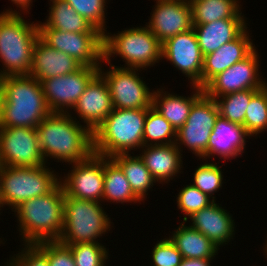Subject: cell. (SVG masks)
<instances>
[{
	"label": "cell",
	"mask_w": 267,
	"mask_h": 266,
	"mask_svg": "<svg viewBox=\"0 0 267 266\" xmlns=\"http://www.w3.org/2000/svg\"><path fill=\"white\" fill-rule=\"evenodd\" d=\"M76 266H106L109 253L100 243H76L68 245Z\"/></svg>",
	"instance_id": "d590c367"
},
{
	"label": "cell",
	"mask_w": 267,
	"mask_h": 266,
	"mask_svg": "<svg viewBox=\"0 0 267 266\" xmlns=\"http://www.w3.org/2000/svg\"><path fill=\"white\" fill-rule=\"evenodd\" d=\"M113 109L109 87L100 73L90 81L73 107L75 114L92 133Z\"/></svg>",
	"instance_id": "ac0fdd59"
},
{
	"label": "cell",
	"mask_w": 267,
	"mask_h": 266,
	"mask_svg": "<svg viewBox=\"0 0 267 266\" xmlns=\"http://www.w3.org/2000/svg\"><path fill=\"white\" fill-rule=\"evenodd\" d=\"M2 207V201H1V196H0V210H1Z\"/></svg>",
	"instance_id": "ee69618b"
},
{
	"label": "cell",
	"mask_w": 267,
	"mask_h": 266,
	"mask_svg": "<svg viewBox=\"0 0 267 266\" xmlns=\"http://www.w3.org/2000/svg\"><path fill=\"white\" fill-rule=\"evenodd\" d=\"M76 13L83 16L94 28L103 35L107 32L106 26V5L107 0H64Z\"/></svg>",
	"instance_id": "e575fe53"
},
{
	"label": "cell",
	"mask_w": 267,
	"mask_h": 266,
	"mask_svg": "<svg viewBox=\"0 0 267 266\" xmlns=\"http://www.w3.org/2000/svg\"><path fill=\"white\" fill-rule=\"evenodd\" d=\"M188 219L192 222V228L205 235L218 248L228 244L235 237V222L232 215L215 200Z\"/></svg>",
	"instance_id": "d6986e66"
},
{
	"label": "cell",
	"mask_w": 267,
	"mask_h": 266,
	"mask_svg": "<svg viewBox=\"0 0 267 266\" xmlns=\"http://www.w3.org/2000/svg\"><path fill=\"white\" fill-rule=\"evenodd\" d=\"M263 250H264V253H266L265 255H266V257H267V240H266V244H265Z\"/></svg>",
	"instance_id": "7bdbcfd3"
},
{
	"label": "cell",
	"mask_w": 267,
	"mask_h": 266,
	"mask_svg": "<svg viewBox=\"0 0 267 266\" xmlns=\"http://www.w3.org/2000/svg\"><path fill=\"white\" fill-rule=\"evenodd\" d=\"M248 137L251 136L242 125L219 115L208 141V154L203 159L206 161L217 155L223 160H231L230 158L242 156Z\"/></svg>",
	"instance_id": "44dd1931"
},
{
	"label": "cell",
	"mask_w": 267,
	"mask_h": 266,
	"mask_svg": "<svg viewBox=\"0 0 267 266\" xmlns=\"http://www.w3.org/2000/svg\"><path fill=\"white\" fill-rule=\"evenodd\" d=\"M23 245L21 252L10 257L4 266H49L47 255L36 244Z\"/></svg>",
	"instance_id": "ab89813d"
},
{
	"label": "cell",
	"mask_w": 267,
	"mask_h": 266,
	"mask_svg": "<svg viewBox=\"0 0 267 266\" xmlns=\"http://www.w3.org/2000/svg\"><path fill=\"white\" fill-rule=\"evenodd\" d=\"M247 28L234 40L204 56L202 88L217 74L246 58L256 47Z\"/></svg>",
	"instance_id": "ffe728a7"
},
{
	"label": "cell",
	"mask_w": 267,
	"mask_h": 266,
	"mask_svg": "<svg viewBox=\"0 0 267 266\" xmlns=\"http://www.w3.org/2000/svg\"><path fill=\"white\" fill-rule=\"evenodd\" d=\"M64 189L59 183L50 193L21 203L15 212L21 241L35 244L58 240L62 234L64 216Z\"/></svg>",
	"instance_id": "3957f363"
},
{
	"label": "cell",
	"mask_w": 267,
	"mask_h": 266,
	"mask_svg": "<svg viewBox=\"0 0 267 266\" xmlns=\"http://www.w3.org/2000/svg\"><path fill=\"white\" fill-rule=\"evenodd\" d=\"M17 10L0 13V78L29 75L33 49L40 37L38 22L31 24ZM5 69V70H4Z\"/></svg>",
	"instance_id": "277c9868"
},
{
	"label": "cell",
	"mask_w": 267,
	"mask_h": 266,
	"mask_svg": "<svg viewBox=\"0 0 267 266\" xmlns=\"http://www.w3.org/2000/svg\"><path fill=\"white\" fill-rule=\"evenodd\" d=\"M111 159L121 168L126 179L131 185L132 191L143 201L148 195L150 188L156 184L150 171L144 164L143 159L138 154L137 156H131L130 153L117 154L111 157Z\"/></svg>",
	"instance_id": "83f0119b"
},
{
	"label": "cell",
	"mask_w": 267,
	"mask_h": 266,
	"mask_svg": "<svg viewBox=\"0 0 267 266\" xmlns=\"http://www.w3.org/2000/svg\"><path fill=\"white\" fill-rule=\"evenodd\" d=\"M193 94L180 96L161 88L152 94V107L178 131L187 121L193 103L204 93L203 88L191 86Z\"/></svg>",
	"instance_id": "d4e9b609"
},
{
	"label": "cell",
	"mask_w": 267,
	"mask_h": 266,
	"mask_svg": "<svg viewBox=\"0 0 267 266\" xmlns=\"http://www.w3.org/2000/svg\"><path fill=\"white\" fill-rule=\"evenodd\" d=\"M107 71L99 67L110 90L112 104L117 109H149L152 106V94L138 71L140 69L124 68L110 64ZM142 78V79H141ZM150 90V91H149Z\"/></svg>",
	"instance_id": "30bf717a"
},
{
	"label": "cell",
	"mask_w": 267,
	"mask_h": 266,
	"mask_svg": "<svg viewBox=\"0 0 267 266\" xmlns=\"http://www.w3.org/2000/svg\"><path fill=\"white\" fill-rule=\"evenodd\" d=\"M48 18L38 27H50L72 33H101L64 0H50Z\"/></svg>",
	"instance_id": "4316f807"
},
{
	"label": "cell",
	"mask_w": 267,
	"mask_h": 266,
	"mask_svg": "<svg viewBox=\"0 0 267 266\" xmlns=\"http://www.w3.org/2000/svg\"><path fill=\"white\" fill-rule=\"evenodd\" d=\"M177 207L183 213V221L187 222L195 212L207 207L214 200L202 193L193 184L184 186L177 195Z\"/></svg>",
	"instance_id": "8d00e7d4"
},
{
	"label": "cell",
	"mask_w": 267,
	"mask_h": 266,
	"mask_svg": "<svg viewBox=\"0 0 267 266\" xmlns=\"http://www.w3.org/2000/svg\"><path fill=\"white\" fill-rule=\"evenodd\" d=\"M45 164L36 128H0V166L37 167Z\"/></svg>",
	"instance_id": "7c38bea8"
},
{
	"label": "cell",
	"mask_w": 267,
	"mask_h": 266,
	"mask_svg": "<svg viewBox=\"0 0 267 266\" xmlns=\"http://www.w3.org/2000/svg\"><path fill=\"white\" fill-rule=\"evenodd\" d=\"M51 111L41 82L30 75L0 78V128H36Z\"/></svg>",
	"instance_id": "7a4b0ae2"
},
{
	"label": "cell",
	"mask_w": 267,
	"mask_h": 266,
	"mask_svg": "<svg viewBox=\"0 0 267 266\" xmlns=\"http://www.w3.org/2000/svg\"><path fill=\"white\" fill-rule=\"evenodd\" d=\"M101 203L65 197L63 229L58 241L64 245L99 243L96 239L110 231L113 223Z\"/></svg>",
	"instance_id": "ba28073f"
},
{
	"label": "cell",
	"mask_w": 267,
	"mask_h": 266,
	"mask_svg": "<svg viewBox=\"0 0 267 266\" xmlns=\"http://www.w3.org/2000/svg\"><path fill=\"white\" fill-rule=\"evenodd\" d=\"M155 1L151 18L145 25L161 43L193 28L192 8L186 0Z\"/></svg>",
	"instance_id": "e0dca14e"
},
{
	"label": "cell",
	"mask_w": 267,
	"mask_h": 266,
	"mask_svg": "<svg viewBox=\"0 0 267 266\" xmlns=\"http://www.w3.org/2000/svg\"><path fill=\"white\" fill-rule=\"evenodd\" d=\"M193 25L208 24L220 19L246 18L239 0H195L191 3Z\"/></svg>",
	"instance_id": "f546056e"
},
{
	"label": "cell",
	"mask_w": 267,
	"mask_h": 266,
	"mask_svg": "<svg viewBox=\"0 0 267 266\" xmlns=\"http://www.w3.org/2000/svg\"><path fill=\"white\" fill-rule=\"evenodd\" d=\"M82 66L76 59L50 47L39 37L33 49L29 75L41 82L44 79L73 73Z\"/></svg>",
	"instance_id": "7402d4cb"
},
{
	"label": "cell",
	"mask_w": 267,
	"mask_h": 266,
	"mask_svg": "<svg viewBox=\"0 0 267 266\" xmlns=\"http://www.w3.org/2000/svg\"><path fill=\"white\" fill-rule=\"evenodd\" d=\"M247 18L220 19L208 24L193 25L203 56L236 39L247 27Z\"/></svg>",
	"instance_id": "cb8c5ba5"
},
{
	"label": "cell",
	"mask_w": 267,
	"mask_h": 266,
	"mask_svg": "<svg viewBox=\"0 0 267 266\" xmlns=\"http://www.w3.org/2000/svg\"><path fill=\"white\" fill-rule=\"evenodd\" d=\"M153 266H180L183 259L170 238L158 241L152 250Z\"/></svg>",
	"instance_id": "f35d334b"
},
{
	"label": "cell",
	"mask_w": 267,
	"mask_h": 266,
	"mask_svg": "<svg viewBox=\"0 0 267 266\" xmlns=\"http://www.w3.org/2000/svg\"><path fill=\"white\" fill-rule=\"evenodd\" d=\"M259 90H241L215 98L219 115L230 122L243 125L251 98Z\"/></svg>",
	"instance_id": "1f68e13d"
},
{
	"label": "cell",
	"mask_w": 267,
	"mask_h": 266,
	"mask_svg": "<svg viewBox=\"0 0 267 266\" xmlns=\"http://www.w3.org/2000/svg\"><path fill=\"white\" fill-rule=\"evenodd\" d=\"M18 8H20V12L28 13L32 6V0H11ZM30 7V8H29ZM28 10V11H27Z\"/></svg>",
	"instance_id": "b9f144b4"
},
{
	"label": "cell",
	"mask_w": 267,
	"mask_h": 266,
	"mask_svg": "<svg viewBox=\"0 0 267 266\" xmlns=\"http://www.w3.org/2000/svg\"><path fill=\"white\" fill-rule=\"evenodd\" d=\"M103 35V62L111 64L113 56L121 57L124 68L143 69L155 66L161 59L162 43L145 27L126 28L116 34Z\"/></svg>",
	"instance_id": "8992f818"
},
{
	"label": "cell",
	"mask_w": 267,
	"mask_h": 266,
	"mask_svg": "<svg viewBox=\"0 0 267 266\" xmlns=\"http://www.w3.org/2000/svg\"><path fill=\"white\" fill-rule=\"evenodd\" d=\"M60 178L46 164L37 167L0 166L2 207L7 205L13 211L28 199L44 196L60 183Z\"/></svg>",
	"instance_id": "52a82bcc"
},
{
	"label": "cell",
	"mask_w": 267,
	"mask_h": 266,
	"mask_svg": "<svg viewBox=\"0 0 267 266\" xmlns=\"http://www.w3.org/2000/svg\"><path fill=\"white\" fill-rule=\"evenodd\" d=\"M176 138L175 128L151 106L147 110L143 146L173 144Z\"/></svg>",
	"instance_id": "4dcf8cb0"
},
{
	"label": "cell",
	"mask_w": 267,
	"mask_h": 266,
	"mask_svg": "<svg viewBox=\"0 0 267 266\" xmlns=\"http://www.w3.org/2000/svg\"><path fill=\"white\" fill-rule=\"evenodd\" d=\"M147 110L114 108L92 133L93 153L111 158L142 148Z\"/></svg>",
	"instance_id": "5b68a950"
},
{
	"label": "cell",
	"mask_w": 267,
	"mask_h": 266,
	"mask_svg": "<svg viewBox=\"0 0 267 266\" xmlns=\"http://www.w3.org/2000/svg\"><path fill=\"white\" fill-rule=\"evenodd\" d=\"M70 113L51 112L36 127L39 148L46 163L48 157L71 164L93 153V134Z\"/></svg>",
	"instance_id": "6da1fadb"
},
{
	"label": "cell",
	"mask_w": 267,
	"mask_h": 266,
	"mask_svg": "<svg viewBox=\"0 0 267 266\" xmlns=\"http://www.w3.org/2000/svg\"><path fill=\"white\" fill-rule=\"evenodd\" d=\"M212 260L183 258L180 266H211Z\"/></svg>",
	"instance_id": "60d3db41"
},
{
	"label": "cell",
	"mask_w": 267,
	"mask_h": 266,
	"mask_svg": "<svg viewBox=\"0 0 267 266\" xmlns=\"http://www.w3.org/2000/svg\"><path fill=\"white\" fill-rule=\"evenodd\" d=\"M185 221L169 235L183 258L213 260L218 255L219 248L205 235L190 225L186 226Z\"/></svg>",
	"instance_id": "484cf974"
},
{
	"label": "cell",
	"mask_w": 267,
	"mask_h": 266,
	"mask_svg": "<svg viewBox=\"0 0 267 266\" xmlns=\"http://www.w3.org/2000/svg\"><path fill=\"white\" fill-rule=\"evenodd\" d=\"M39 34L50 47L73 57L83 66H100L103 62L102 33H72L39 27Z\"/></svg>",
	"instance_id": "8fae6325"
},
{
	"label": "cell",
	"mask_w": 267,
	"mask_h": 266,
	"mask_svg": "<svg viewBox=\"0 0 267 266\" xmlns=\"http://www.w3.org/2000/svg\"><path fill=\"white\" fill-rule=\"evenodd\" d=\"M140 157L157 183H170L183 169V151L173 144L143 146Z\"/></svg>",
	"instance_id": "603a6c76"
},
{
	"label": "cell",
	"mask_w": 267,
	"mask_h": 266,
	"mask_svg": "<svg viewBox=\"0 0 267 266\" xmlns=\"http://www.w3.org/2000/svg\"><path fill=\"white\" fill-rule=\"evenodd\" d=\"M71 165L72 170L60 178L65 197L103 202L104 156L92 153Z\"/></svg>",
	"instance_id": "9a60e30c"
},
{
	"label": "cell",
	"mask_w": 267,
	"mask_h": 266,
	"mask_svg": "<svg viewBox=\"0 0 267 266\" xmlns=\"http://www.w3.org/2000/svg\"><path fill=\"white\" fill-rule=\"evenodd\" d=\"M218 116L216 101L203 93L193 103L187 121L177 131L175 144L180 150L184 145L199 159H203L208 154V141Z\"/></svg>",
	"instance_id": "9c48e42d"
},
{
	"label": "cell",
	"mask_w": 267,
	"mask_h": 266,
	"mask_svg": "<svg viewBox=\"0 0 267 266\" xmlns=\"http://www.w3.org/2000/svg\"><path fill=\"white\" fill-rule=\"evenodd\" d=\"M141 203L133 191L121 168L111 159L104 156L103 202Z\"/></svg>",
	"instance_id": "f1b7e54d"
},
{
	"label": "cell",
	"mask_w": 267,
	"mask_h": 266,
	"mask_svg": "<svg viewBox=\"0 0 267 266\" xmlns=\"http://www.w3.org/2000/svg\"><path fill=\"white\" fill-rule=\"evenodd\" d=\"M99 67L82 66L73 73L42 80L43 94L49 110L59 113L72 111L90 81L99 73Z\"/></svg>",
	"instance_id": "4fadbf2b"
},
{
	"label": "cell",
	"mask_w": 267,
	"mask_h": 266,
	"mask_svg": "<svg viewBox=\"0 0 267 266\" xmlns=\"http://www.w3.org/2000/svg\"><path fill=\"white\" fill-rule=\"evenodd\" d=\"M259 59L255 48L246 58L213 77L203 87L204 93L215 99L241 90L262 89L267 85V81L259 75Z\"/></svg>",
	"instance_id": "5bb4252c"
},
{
	"label": "cell",
	"mask_w": 267,
	"mask_h": 266,
	"mask_svg": "<svg viewBox=\"0 0 267 266\" xmlns=\"http://www.w3.org/2000/svg\"><path fill=\"white\" fill-rule=\"evenodd\" d=\"M188 3H191L192 1H195V0H186Z\"/></svg>",
	"instance_id": "f6af8a7d"
},
{
	"label": "cell",
	"mask_w": 267,
	"mask_h": 266,
	"mask_svg": "<svg viewBox=\"0 0 267 266\" xmlns=\"http://www.w3.org/2000/svg\"><path fill=\"white\" fill-rule=\"evenodd\" d=\"M48 257L49 266H76L71 249L58 240L35 243Z\"/></svg>",
	"instance_id": "74e56055"
},
{
	"label": "cell",
	"mask_w": 267,
	"mask_h": 266,
	"mask_svg": "<svg viewBox=\"0 0 267 266\" xmlns=\"http://www.w3.org/2000/svg\"><path fill=\"white\" fill-rule=\"evenodd\" d=\"M205 163L195 169L193 174V185L198 188L202 193L207 194L210 198L215 200L213 196L215 192L222 189L223 184V172L221 166L217 163ZM218 190V191H217Z\"/></svg>",
	"instance_id": "836d02e7"
},
{
	"label": "cell",
	"mask_w": 267,
	"mask_h": 266,
	"mask_svg": "<svg viewBox=\"0 0 267 266\" xmlns=\"http://www.w3.org/2000/svg\"><path fill=\"white\" fill-rule=\"evenodd\" d=\"M161 59L170 63L188 77L191 85L202 88L204 56L193 28L170 37L162 43Z\"/></svg>",
	"instance_id": "2e32d148"
},
{
	"label": "cell",
	"mask_w": 267,
	"mask_h": 266,
	"mask_svg": "<svg viewBox=\"0 0 267 266\" xmlns=\"http://www.w3.org/2000/svg\"><path fill=\"white\" fill-rule=\"evenodd\" d=\"M250 136H257L267 129V85L250 100L242 125Z\"/></svg>",
	"instance_id": "d6a6232c"
}]
</instances>
